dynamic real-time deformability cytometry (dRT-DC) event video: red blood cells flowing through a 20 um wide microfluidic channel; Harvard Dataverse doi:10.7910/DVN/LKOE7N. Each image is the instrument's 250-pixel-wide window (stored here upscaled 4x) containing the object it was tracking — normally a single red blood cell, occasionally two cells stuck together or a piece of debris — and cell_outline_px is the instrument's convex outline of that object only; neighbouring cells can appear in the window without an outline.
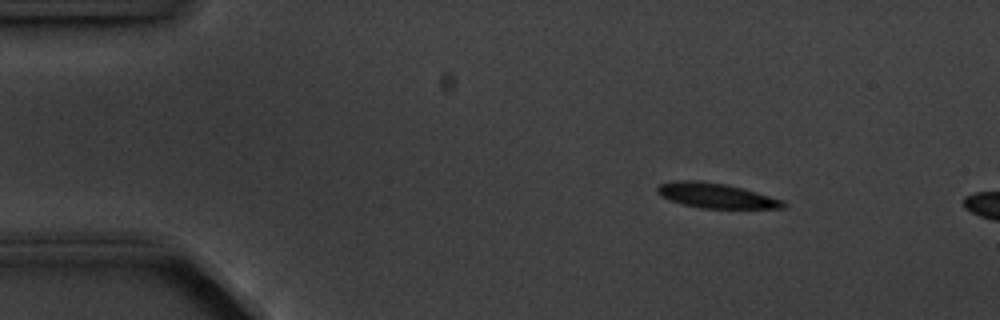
{"species": "common noctule bat (a hibernating species)", "species_latin": "Nyctalus noctula", "temperature_condition": "cold", "stored_images_in_passage": 4, "camera_frame_rate_fps": 3000, "um_per_image_px": 0.085, "animal": {"sex": "male", "body_mass_g": 20.1, "forearm_length_mm": 53.5}, "frame": {"image": 1, "passage_image": 2, "time_ms": 1.333, "image_size_px": [1000, 320], "cell_outline_px": [[788, 204], [784, 208], [700, 208], [684, 204], [660, 196], [656, 192], [656, 188], [660, 184], [676, 180], [700, 180], [724, 184], [756, 192], [784, 200]], "centroid_in_image_um": [60.86, 16.62], "position_along_channel_um": 24.1, "area_um2": 18.15}}